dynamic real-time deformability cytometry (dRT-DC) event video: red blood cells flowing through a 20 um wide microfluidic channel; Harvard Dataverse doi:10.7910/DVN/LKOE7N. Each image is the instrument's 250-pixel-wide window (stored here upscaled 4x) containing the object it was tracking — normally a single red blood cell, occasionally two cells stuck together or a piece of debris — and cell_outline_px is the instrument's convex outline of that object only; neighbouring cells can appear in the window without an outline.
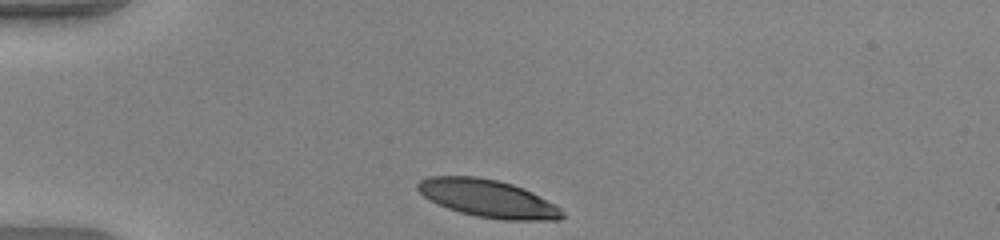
{"species": "human", "species_latin": "Homo sapiens", "temperature_condition": "warm", "stored_images_in_passage": 32, "camera_frame_rate_fps": 3000, "um_per_image_px": 0.085, "donor": {"sex": "female"}, "frame": {"image": 1, "passage_image": 1, "time_ms": 0.0, "image_size_px": [1000, 240], "cell_outline_px": [[564, 216], [560, 220], [504, 220], [476, 216], [460, 212], [436, 204], [428, 200], [416, 188], [416, 184], [420, 180], [428, 176], [476, 176], [496, 180], [512, 184], [524, 188], [556, 204], [564, 212]], "centroid_in_image_um": [41.47, 16.87], "position_along_channel_um": 43.5, "area_um2": 31.91}}
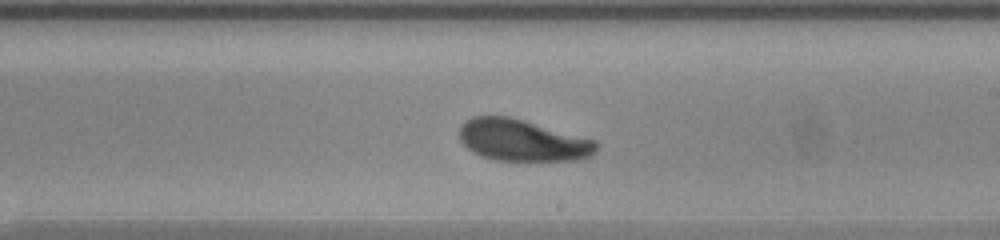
{"frame": {"image": 2, "passage_image": 19, "time_ms": 6.0, "image_size_px": [1000, 240], "cell_outline_px": [[596, 152], [588, 156], [576, 160], [496, 160], [480, 156], [472, 152], [460, 140], [460, 124], [464, 120], [472, 116], [508, 116], [596, 140]], "centroid_in_image_um": [44.35, 11.92], "position_along_channel_um": 244.6, "area_um2": 33.0}}
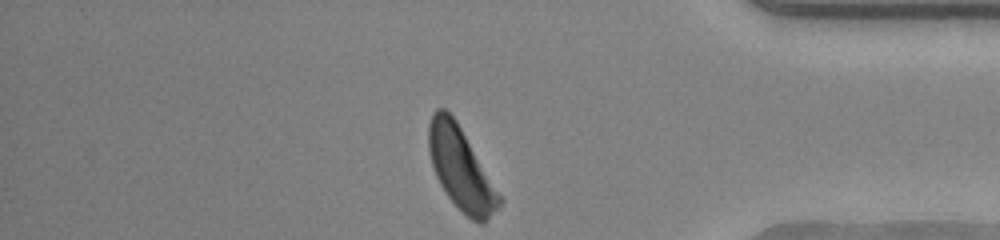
{"frame": {"image": 3, "passage_image": 32, "time_ms": 10.333, "image_size_px": [1000, 240], "cell_outline_px": [[504, 200], [484, 224], [480, 224], [472, 220], [444, 192], [436, 176], [432, 164], [428, 148], [428, 124], [432, 112], [436, 108], [444, 108], [456, 120]], "centroid_in_image_um": [39.17, 14.32], "position_along_channel_um": 396.0, "area_um2": 33.47}, "authors_computed_cell_mechanics": {"area_um2": 33.3506, "velocity_mm_per_s": 3.9786, "shape_relaxation_time_tau1_ms": 2.19, "shape_relaxation_time_tau2_ms": 6.1133, "deformation_change_tau1": 0.1332, "deformation_change_tau2": 0.169}}